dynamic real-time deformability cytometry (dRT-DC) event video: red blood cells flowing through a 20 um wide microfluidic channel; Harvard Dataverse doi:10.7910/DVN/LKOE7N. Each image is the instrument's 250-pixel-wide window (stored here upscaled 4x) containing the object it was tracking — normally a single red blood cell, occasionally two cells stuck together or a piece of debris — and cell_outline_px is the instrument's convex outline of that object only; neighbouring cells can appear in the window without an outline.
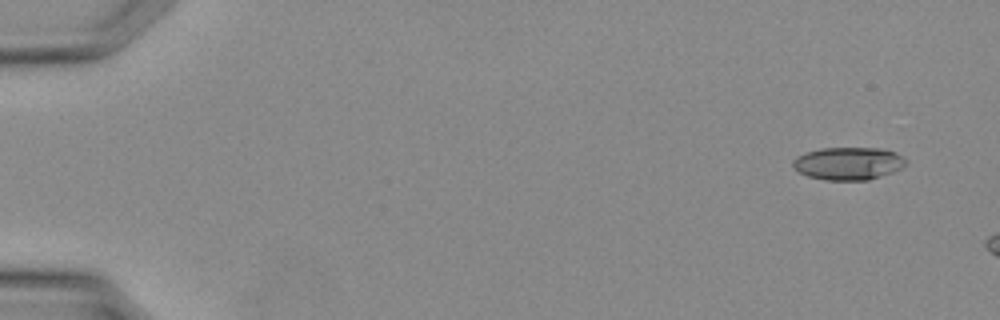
{"species": "Egyptian fruit bat (a non-hibernating species)", "species_latin": "Rousettus aegyptiacus", "temperature_condition": "warm", "stored_images_in_passage": 7, "camera_frame_rate_fps": 3000, "um_per_image_px": 0.085, "animal": {"sex": "female"}, "frame": {"image": 1, "passage_image": 1, "time_ms": 0.0, "image_size_px": [1000, 320], "cell_outline_px": [[908, 164], [892, 172], [868, 180], [824, 180], [808, 176], [800, 172], [792, 164], [792, 160], [796, 156], [820, 148], [880, 148], [896, 152]], "centroid_in_image_um": [72.09, 13.89], "position_along_channel_um": 12.9, "area_um2": 21.39}}